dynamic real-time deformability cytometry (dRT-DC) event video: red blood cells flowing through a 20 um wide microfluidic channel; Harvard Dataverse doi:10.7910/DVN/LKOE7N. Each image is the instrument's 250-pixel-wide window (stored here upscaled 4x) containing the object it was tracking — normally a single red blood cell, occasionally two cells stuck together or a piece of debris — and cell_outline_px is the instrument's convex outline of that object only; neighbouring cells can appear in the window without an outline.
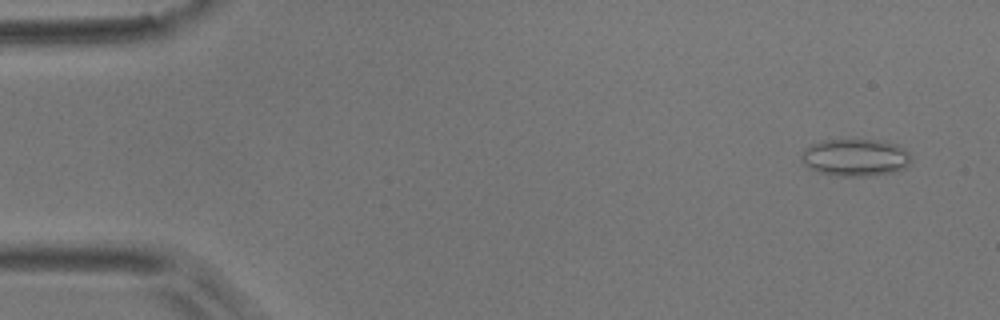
{"species": "common noctule bat (a hibernating species)", "species_latin": "Nyctalus noctula", "temperature_condition": "room temperature", "stored_images_in_passage": 18, "camera_frame_rate_fps": 3000, "um_per_image_px": 0.085, "animal": {"sex": "male", "body_mass_g": 17.9}, "frame": {"image": 1, "passage_image": 3, "time_ms": 0.667, "image_size_px": [1000, 320], "cell_outline_px": [[912, 160], [904, 168], [896, 172], [868, 176], [840, 176], [820, 172], [808, 168], [800, 160], [800, 152], [804, 148], [812, 144], [824, 140], [880, 140], [896, 144], [904, 148], [912, 156]], "centroid_in_image_um": [72.7, 13.39], "position_along_channel_um": 12.3, "area_um2": 24.1}}